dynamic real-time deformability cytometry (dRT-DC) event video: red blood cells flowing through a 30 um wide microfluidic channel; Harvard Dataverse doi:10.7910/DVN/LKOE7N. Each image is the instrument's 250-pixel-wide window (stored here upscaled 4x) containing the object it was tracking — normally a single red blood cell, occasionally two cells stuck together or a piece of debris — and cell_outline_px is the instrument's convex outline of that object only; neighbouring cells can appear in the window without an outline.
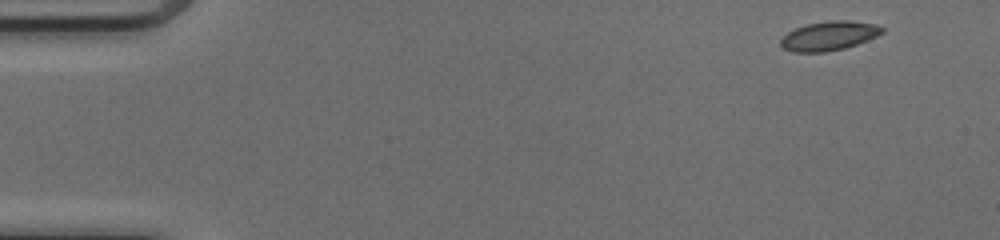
{"species": "common noctule bat (a hibernating species)", "species_latin": "Nyctalus noctula", "temperature_condition": "cold", "stored_images_in_passage": 47, "camera_frame_rate_fps": 3000, "um_per_image_px": 0.085, "animal": {"sex": "female", "body_mass_g": 17.0, "forearm_length_mm": 48.0}, "frame": {"image": 1, "passage_image": 1, "time_ms": 0.0, "image_size_px": [1000, 240], "cell_outline_px": [[884, 32], [876, 36], [856, 44], [844, 48], [824, 52], [792, 52], [784, 48], [780, 44], [780, 40], [788, 32], [796, 28], [808, 24], [832, 20], [848, 20], [876, 24], [884, 28]], "centroid_in_image_um": [70.47, 3.04], "position_along_channel_um": 14.5, "area_um2": 17.05}}
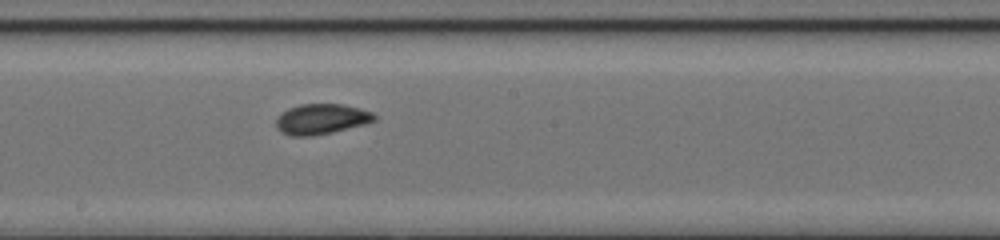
{"frame": {"image": 2, "passage_image": 25, "time_ms": 8.0, "image_size_px": [1000, 240], "cell_outline_px": [[376, 120], [364, 124], [332, 132], [312, 136], [292, 136], [280, 132], [276, 128], [276, 116], [288, 108], [300, 104], [340, 104], [360, 108], [372, 112], [376, 116]], "centroid_in_image_um": [27.27, 10.12], "position_along_channel_um": 220.9, "area_um2": 17.46}}
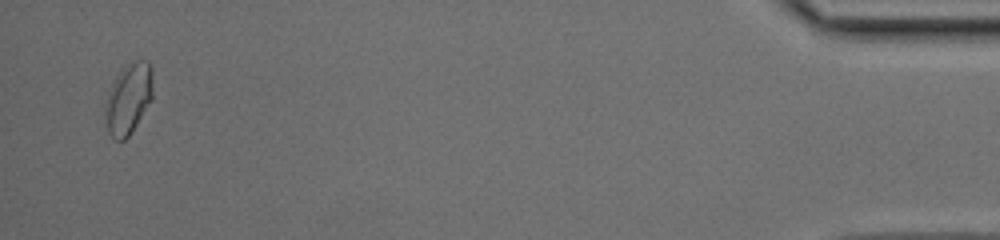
{"frame": {"image": 3, "passage_image": 46, "time_ms": 15.0, "image_size_px": [1000, 240], "cell_outline_px": [[152, 100], [132, 132], [124, 140], [112, 140], [108, 132], [104, 120], [104, 104], [108, 92], [116, 76], [128, 64], [136, 60], [148, 60], [152, 68]], "centroid_in_image_um": [10.9, 8.43], "position_along_channel_um": 424.3, "area_um2": 19.94}, "authors_computed_cell_mechanics": {"area_um2": 16.9932, "velocity_mm_per_s": 4.1247, "shape_relaxation_time_tau1_ms": 8.5098, "shape_relaxation_time_tau2_ms": 0.579, "deformation_change_tau1": 0.1495, "deformation_change_tau2": 0.0389}}